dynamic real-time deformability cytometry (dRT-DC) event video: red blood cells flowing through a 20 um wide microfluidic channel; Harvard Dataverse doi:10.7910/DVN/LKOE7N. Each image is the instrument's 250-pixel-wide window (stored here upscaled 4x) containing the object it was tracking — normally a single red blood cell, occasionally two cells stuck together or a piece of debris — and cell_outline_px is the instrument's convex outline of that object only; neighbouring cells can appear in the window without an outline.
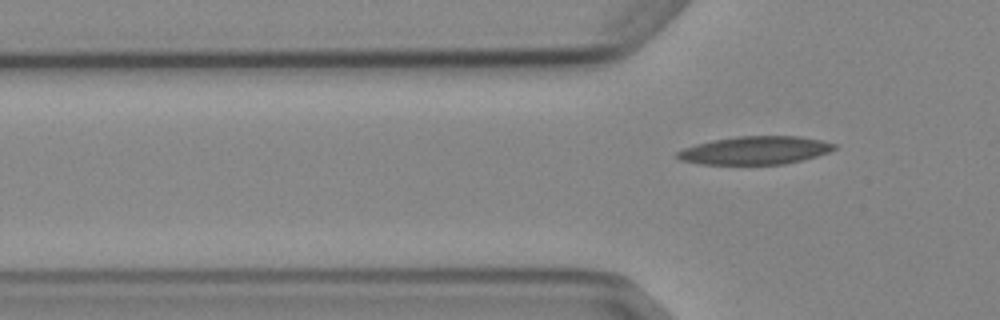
{"species": "Egyptian fruit bat (a non-hibernating species)", "species_latin": "Rousettus aegyptiacus", "temperature_condition": "cold", "stored_images_in_passage": 5, "segment_of_instrument_passage": [2, 2], "camera_frame_rate_fps": 3000, "um_per_image_px": 0.085, "animal": {"sex": "female"}, "frame": {"image": 1, "passage_image": 5, "time_ms": 4.667, "image_size_px": [1000, 320], "cell_outline_px": [[836, 148], [828, 152], [816, 156], [784, 164], [700, 164], [680, 160], [676, 156], [676, 152], [684, 148], [696, 144], [712, 140], [736, 136], [800, 136], [820, 140], [836, 144]], "centroid_in_image_um": [64.16, 12.77], "position_along_channel_um": 61.6, "area_um2": 25.61}}